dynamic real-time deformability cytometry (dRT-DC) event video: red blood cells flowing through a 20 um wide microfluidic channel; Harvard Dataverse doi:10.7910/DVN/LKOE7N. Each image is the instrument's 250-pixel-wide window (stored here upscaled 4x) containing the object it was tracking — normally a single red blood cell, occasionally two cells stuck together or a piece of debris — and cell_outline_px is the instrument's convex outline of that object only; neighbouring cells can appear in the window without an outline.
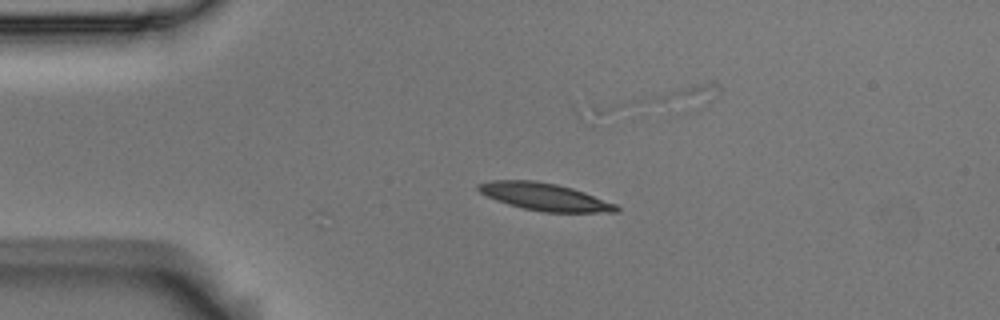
{"species": "Egyptian fruit bat (a non-hibernating species)", "species_latin": "Rousettus aegyptiacus", "temperature_condition": "room temperature", "stored_images_in_passage": 5, "camera_frame_rate_fps": 3000, "um_per_image_px": 0.085, "animal": {"sex": "male"}, "frame": {"image": 1, "passage_image": 3, "time_ms": 0.667, "image_size_px": [1000, 320], "cell_outline_px": [[620, 208], [616, 212], [544, 212], [524, 208], [508, 204], [496, 200], [480, 192], [476, 188], [476, 184], [492, 180], [536, 180], [556, 184], [572, 188], [584, 192], [616, 204]], "centroid_in_image_um": [46.27, 16.72], "position_along_channel_um": 38.7, "area_um2": 21.91}}
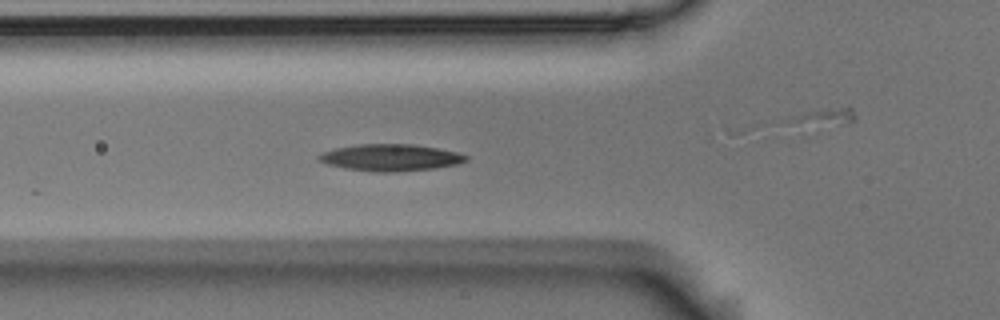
{"frame": {"image": 2, "passage_image": 5, "time_ms": 1.333, "image_size_px": [1000, 320], "cell_outline_px": [[468, 160], [456, 164], [432, 168], [396, 172], [376, 172], [344, 168], [328, 164], [316, 160], [316, 156], [324, 152], [336, 148], [356, 144], [412, 144], [436, 148], [456, 152], [468, 156]], "centroid_in_image_um": [33.15, 13.39], "position_along_channel_um": 92.7, "area_um2": 22.83}}